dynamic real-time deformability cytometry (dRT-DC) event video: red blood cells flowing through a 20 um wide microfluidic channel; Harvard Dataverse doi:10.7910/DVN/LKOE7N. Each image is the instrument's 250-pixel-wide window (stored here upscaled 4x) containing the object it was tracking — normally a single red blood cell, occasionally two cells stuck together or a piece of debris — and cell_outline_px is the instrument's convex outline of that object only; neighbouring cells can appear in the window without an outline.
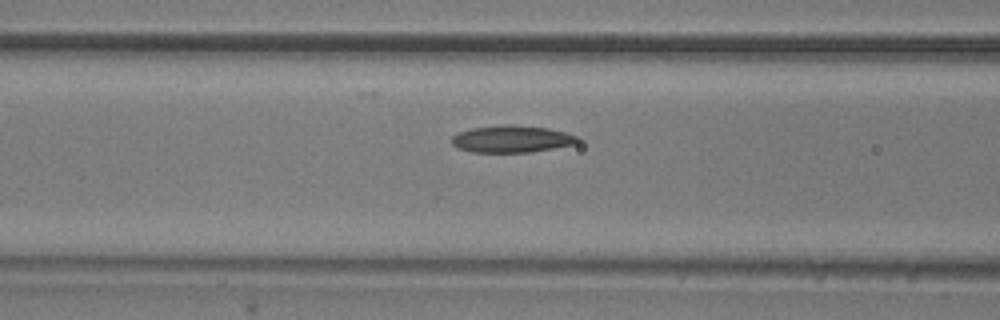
{"species": "common noctule bat (a hibernating species)", "species_latin": "Nyctalus noctula", "temperature_condition": "room temperature", "stored_images_in_passage": 18, "camera_frame_rate_fps": 3000, "um_per_image_px": 0.085, "animal": {"sex": "male", "body_mass_g": 20.5, "forearm_length_mm": 52.5}, "frame": {"image": 1, "passage_image": 17, "time_ms": 5.333, "image_size_px": [1000, 320], "cell_outline_px": [[580, 140], [576, 144], [532, 152], [472, 152], [456, 148], [452, 144], [452, 136], [456, 132], [472, 128], [504, 124], [512, 124], [548, 128], [564, 132], [576, 136]], "centroid_in_image_um": [43.46, 11.81], "position_along_channel_um": 123.1, "area_um2": 20.0}}